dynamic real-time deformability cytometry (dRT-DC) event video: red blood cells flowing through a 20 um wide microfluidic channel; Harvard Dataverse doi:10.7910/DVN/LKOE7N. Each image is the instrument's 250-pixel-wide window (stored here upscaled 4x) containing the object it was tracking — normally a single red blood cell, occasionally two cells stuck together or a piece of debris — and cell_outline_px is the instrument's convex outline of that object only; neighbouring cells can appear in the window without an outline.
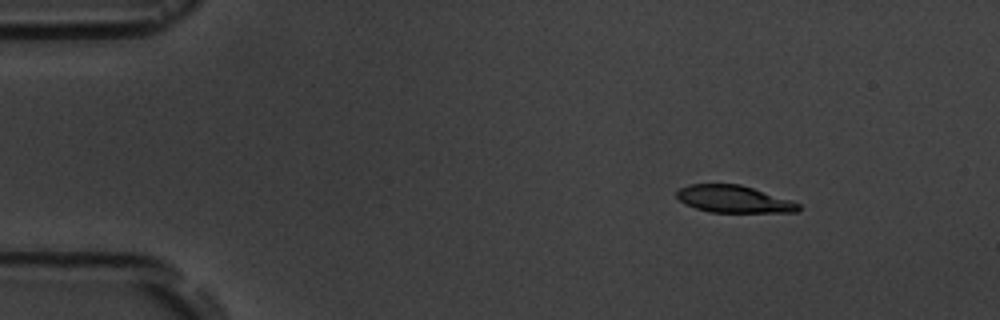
{"species": "common noctule bat (a hibernating species)", "species_latin": "Nyctalus noctula", "temperature_condition": "room temperature", "stored_images_in_passage": 9, "camera_frame_rate_fps": 3000, "um_per_image_px": 0.085, "animal": {"sex": "male", "body_mass_g": 19.5, "forearm_length_mm": 54.6}, "frame": {"image": 1, "passage_image": 1, "time_ms": 0.0, "image_size_px": [1000, 320], "cell_outline_px": [[800, 208], [796, 212], [708, 212], [684, 204], [676, 196], [676, 192], [680, 188], [688, 184], [740, 184], [792, 200], [800, 204]], "centroid_in_image_um": [62.36, 16.92], "position_along_channel_um": 22.6, "area_um2": 19.31}}
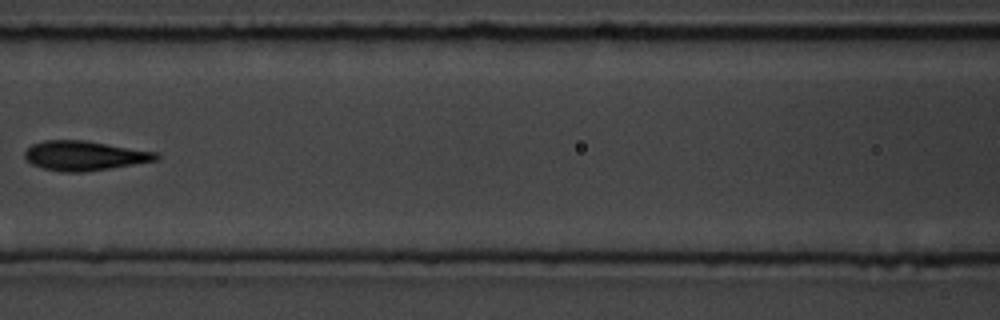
{"frame": {"image": 2, "passage_image": 6, "time_ms": 6.0, "image_size_px": [1000, 320], "cell_outline_px": [[160, 160], [84, 172], [64, 172], [44, 168], [32, 164], [24, 156], [24, 152], [32, 144], [44, 140], [84, 140], [156, 152], [160, 156]], "centroid_in_image_um": [7.19, 13.23], "position_along_channel_um": 159.4, "area_um2": 22.48}}
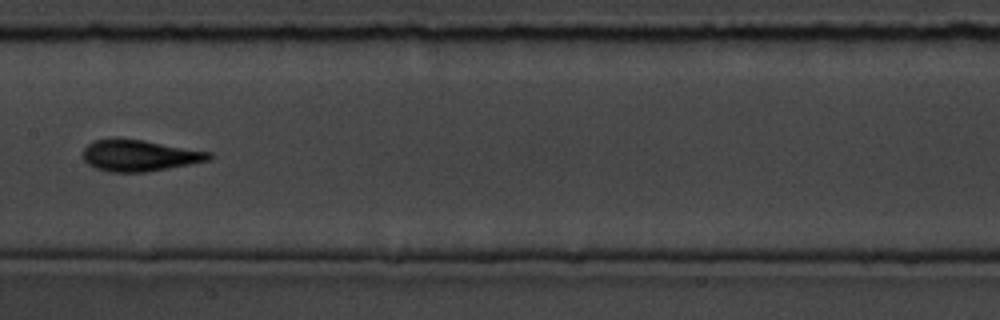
{"frame": {"image": 3, "passage_image": 7, "time_ms": 7.0, "image_size_px": [1000, 320], "cell_outline_px": [[212, 160], [168, 168], [144, 172], [108, 172], [96, 168], [88, 164], [84, 160], [84, 148], [88, 144], [96, 140], [116, 136], [144, 140], [212, 152]], "centroid_in_image_um": [11.85, 13.2], "position_along_channel_um": 195.5, "area_um2": 23.35}}